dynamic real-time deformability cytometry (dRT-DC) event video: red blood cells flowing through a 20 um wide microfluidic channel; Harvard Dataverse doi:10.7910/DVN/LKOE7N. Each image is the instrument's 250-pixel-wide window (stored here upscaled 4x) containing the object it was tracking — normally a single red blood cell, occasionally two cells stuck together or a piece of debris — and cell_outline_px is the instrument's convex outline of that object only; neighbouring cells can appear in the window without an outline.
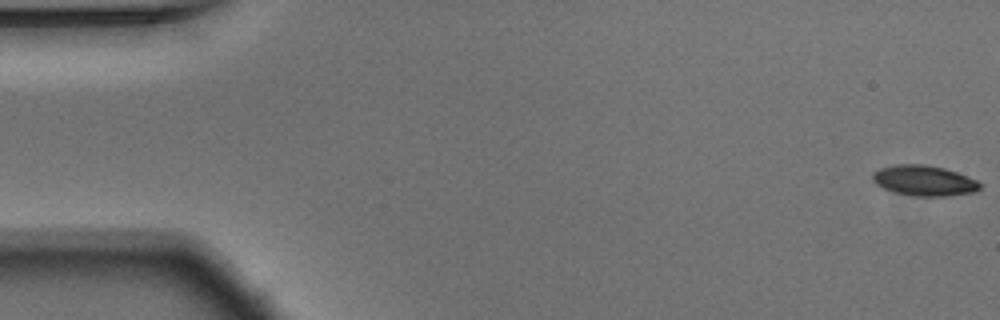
{"species": "Egyptian fruit bat (a non-hibernating species)", "species_latin": "Rousettus aegyptiacus", "temperature_condition": "warm", "stored_images_in_passage": 54, "camera_frame_rate_fps": 3000, "um_per_image_px": 0.085, "animal": {"sex": "male"}, "frame": {"image": 1, "passage_image": 1, "time_ms": 0.0, "image_size_px": [1000, 320], "cell_outline_px": [[980, 188], [976, 192], [948, 196], [916, 196], [896, 192], [884, 188], [876, 184], [872, 180], [872, 172], [880, 168], [896, 164], [924, 164], [944, 168], [968, 176], [976, 180], [980, 184]], "centroid_in_image_um": [78.54, 15.35], "position_along_channel_um": 6.5, "area_um2": 19.02}}
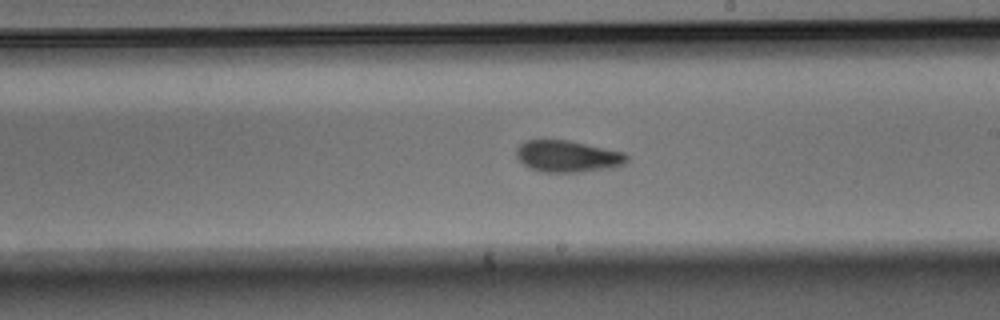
{"frame": {"image": 2, "passage_image": 31, "time_ms": 10.0, "image_size_px": [1000, 320], "cell_outline_px": [[628, 160], [624, 164], [612, 168], [580, 172], [540, 172], [528, 168], [516, 156], [516, 148], [524, 140], [568, 140], [624, 152], [628, 156]], "centroid_in_image_um": [48.24, 13.29], "position_along_channel_um": 240.8, "area_um2": 20.52}}
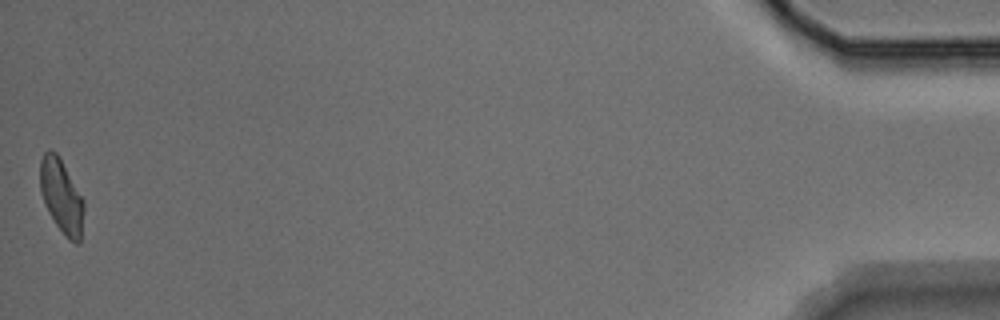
{"frame": {"image": 3, "passage_image": 54, "time_ms": 17.667, "image_size_px": [1000, 320], "cell_outline_px": [[84, 208], [80, 244], [76, 244], [68, 240], [56, 224], [48, 212], [44, 204], [40, 192], [40, 160], [44, 152], [48, 148], [56, 152], [84, 200]], "centroid_in_image_um": [5.21, 16.7], "position_along_channel_um": 430.0, "area_um2": 18.9}, "authors_computed_cell_mechanics": {"area_um2": 19.6809, "velocity_mm_per_s": 3.7426, "shape_relaxation_time_tau1_ms": 4.5029, "shape_relaxation_time_tau2_ms": 2.1767, "deformation_change_tau1": 0.1564, "deformation_change_tau2": 0.0857}}